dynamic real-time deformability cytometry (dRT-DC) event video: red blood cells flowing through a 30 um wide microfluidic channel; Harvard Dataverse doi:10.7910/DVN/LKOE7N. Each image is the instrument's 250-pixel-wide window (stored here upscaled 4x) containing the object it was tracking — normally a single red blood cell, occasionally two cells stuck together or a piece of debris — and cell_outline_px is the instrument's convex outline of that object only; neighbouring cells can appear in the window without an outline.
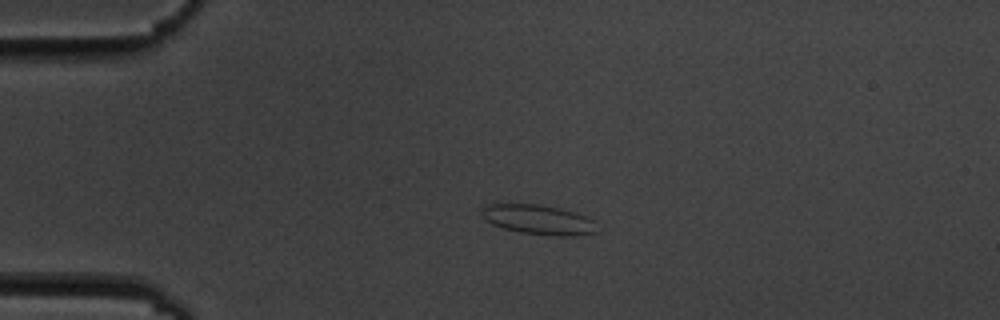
{"species": "common noctule bat (a hibernating species)", "species_latin": "Nyctalus noctula", "temperature_condition": "cold", "stored_images_in_passage": 5, "camera_frame_rate_fps": 3000, "um_per_image_px": 0.085, "animal": {"sex": "male", "body_mass_g": 19.5, "forearm_length_mm": 54.6}, "frame": {"image": 1, "passage_image": 3, "time_ms": 2.333, "image_size_px": [1000, 320], "cell_outline_px": [[596, 232], [572, 236], [552, 236], [520, 232], [504, 228], [492, 224], [484, 220], [484, 208], [488, 204], [540, 204], [576, 212], [592, 220]], "centroid_in_image_um": [45.76, 18.67], "position_along_channel_um": 39.2, "area_um2": 19.59}}
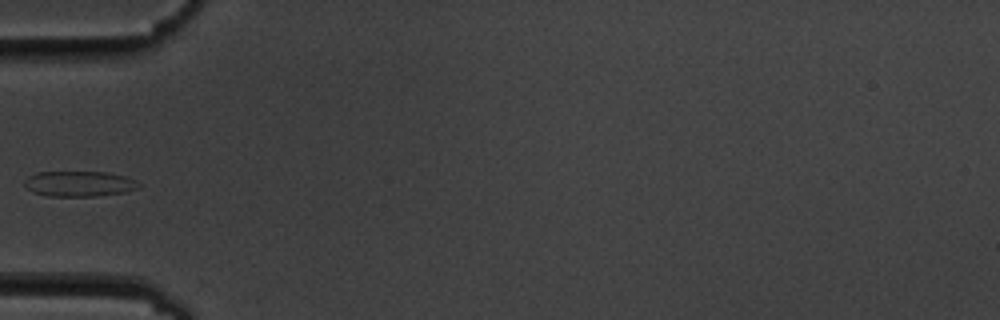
{"frame": {"image": 2, "passage_image": 4, "time_ms": 4.333, "image_size_px": [1000, 320], "cell_outline_px": [[140, 188], [128, 192], [96, 196], [48, 196], [32, 192], [24, 184], [24, 180], [28, 176], [36, 172], [108, 172], [128, 176], [136, 180], [140, 184]], "centroid_in_image_um": [6.78, 15.62], "position_along_channel_um": 78.2, "area_um2": 17.22}}
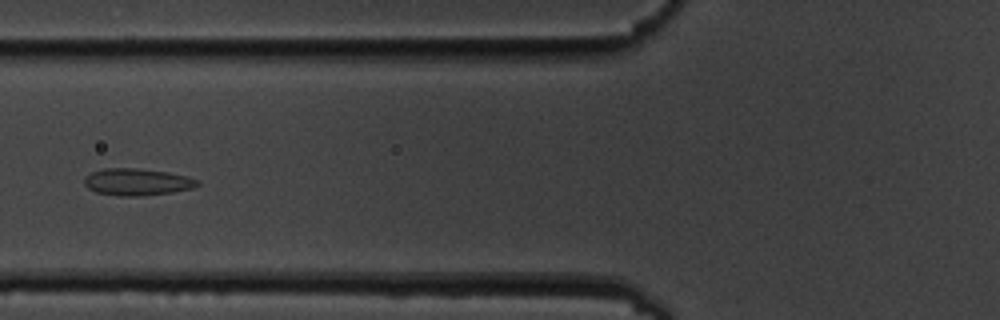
{"frame": {"image": 3, "passage_image": 5, "time_ms": 5.333, "image_size_px": [1000, 320], "cell_outline_px": [[200, 184], [192, 188], [172, 192], [140, 196], [120, 196], [96, 192], [88, 188], [84, 184], [84, 180], [92, 172], [104, 168], [136, 168], [168, 172], [188, 176], [200, 180]], "centroid_in_image_um": [11.68, 15.46], "position_along_channel_um": 114.1, "area_um2": 17.74}}